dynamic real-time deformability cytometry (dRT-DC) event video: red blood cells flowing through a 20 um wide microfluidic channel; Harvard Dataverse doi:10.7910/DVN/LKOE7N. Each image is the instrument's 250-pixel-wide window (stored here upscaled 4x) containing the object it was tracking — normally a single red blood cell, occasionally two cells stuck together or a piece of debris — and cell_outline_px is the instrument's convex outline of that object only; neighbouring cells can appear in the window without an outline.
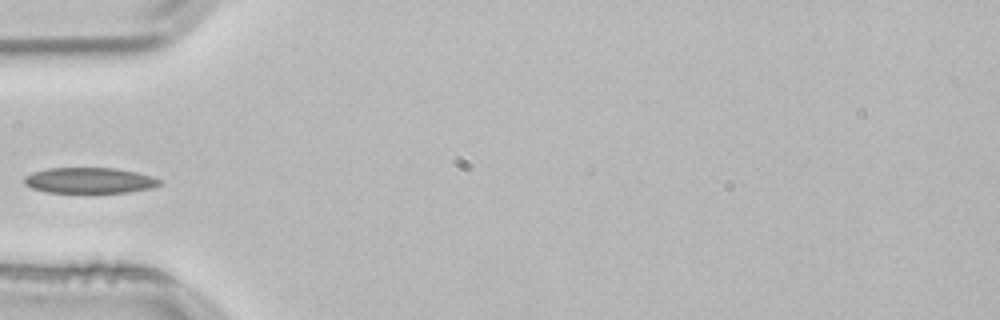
{"species": "common noctule bat (a hibernating species)", "species_latin": "Nyctalus noctula", "temperature_condition": "room temperature", "stored_images_in_passage": 37, "camera_frame_rate_fps": 3000, "um_per_image_px": 0.085, "animal": {"sex": "male", "body_mass_g": 21.5, "forearm_length_mm": 52.0}, "frame": {"image": 1, "passage_image": 1, "time_ms": 0.0, "image_size_px": [1000, 320], "cell_outline_px": [[160, 184], [152, 188], [128, 192], [44, 192], [32, 188], [24, 184], [24, 176], [32, 172], [48, 168], [116, 168], [136, 172], [152, 176], [160, 180]], "centroid_in_image_um": [7.58, 15.33], "position_along_channel_um": 77.4, "area_um2": 20.23}}
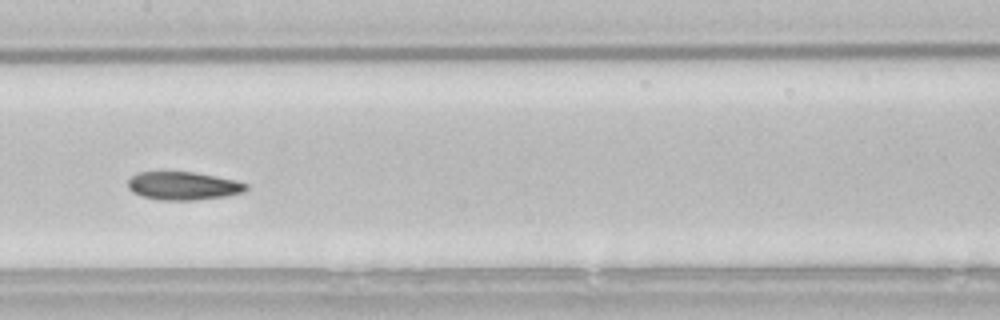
{"frame": {"image": 2, "passage_image": 10, "time_ms": 3.0, "image_size_px": [1000, 320], "cell_outline_px": [[248, 188], [244, 192], [224, 196], [196, 200], [160, 200], [140, 196], [132, 192], [128, 188], [128, 180], [132, 176], [140, 172], [196, 172], [236, 180], [248, 184]], "centroid_in_image_um": [15.58, 15.8], "position_along_channel_um": 191.8, "area_um2": 19.48}}
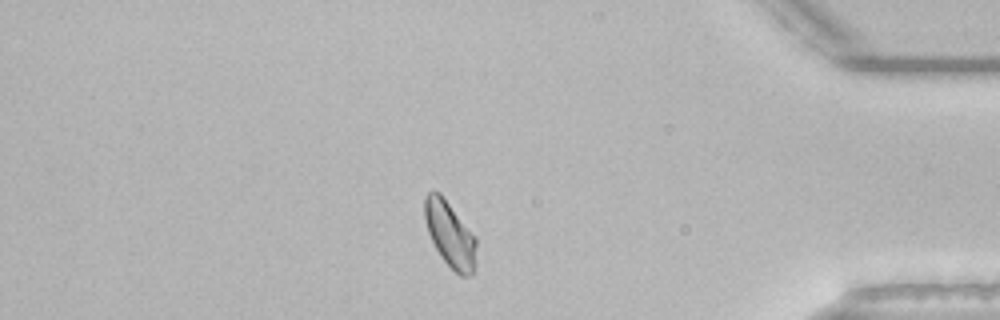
{"frame": {"image": 3, "passage_image": 29, "time_ms": 9.333, "image_size_px": [1000, 320], "cell_outline_px": [[476, 264], [472, 276], [460, 276], [440, 256], [428, 232], [424, 216], [424, 196], [428, 192], [440, 192], [476, 236]], "centroid_in_image_um": [38.27, 19.92], "position_along_channel_um": 396.9, "area_um2": 19.88}}